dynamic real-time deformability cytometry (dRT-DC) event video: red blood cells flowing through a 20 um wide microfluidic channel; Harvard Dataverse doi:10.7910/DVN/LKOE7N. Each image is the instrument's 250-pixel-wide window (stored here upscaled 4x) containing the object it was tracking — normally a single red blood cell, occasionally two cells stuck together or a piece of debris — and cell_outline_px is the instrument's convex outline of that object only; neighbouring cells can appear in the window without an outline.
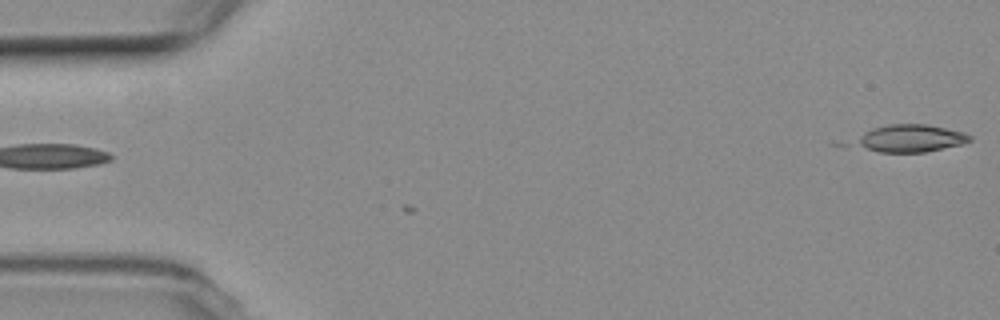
{"species": "common noctule bat (a hibernating species)", "species_latin": "Nyctalus noctula", "temperature_condition": "room temperature", "stored_images_in_passage": 56, "camera_frame_rate_fps": 3000, "um_per_image_px": 0.085, "animal": {"sex": "female", "body_mass_g": 19.3, "forearm_length_mm": 54.1}, "frame": {"image": 1, "passage_image": 1, "time_ms": 0.0, "image_size_px": [1000, 320], "cell_outline_px": [[960, 136], [952, 144], [936, 148], [916, 152], [892, 152], [872, 148], [884, 128], [936, 128], [952, 132]], "centroid_in_image_um": [77.66, 11.86], "position_along_channel_um": 7.3, "area_um2": 11.85}}
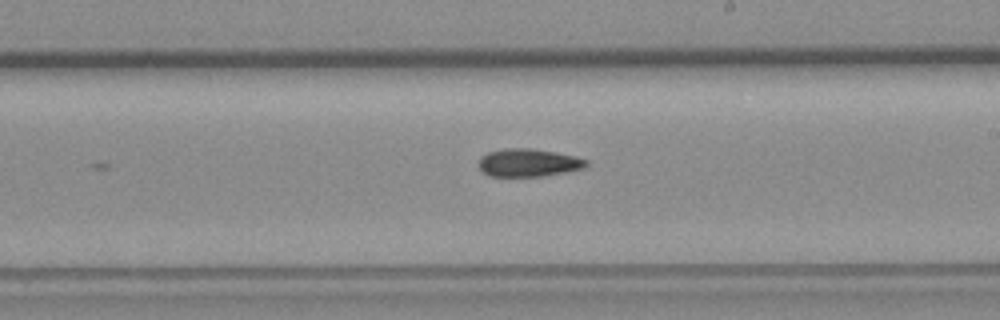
{"frame": {"image": 2, "passage_image": 32, "time_ms": 10.333, "image_size_px": [1000, 320], "cell_outline_px": [[580, 164], [572, 168], [548, 172], [488, 172], [484, 168], [484, 160], [488, 156], [500, 152], [540, 152], [580, 160]], "centroid_in_image_um": [44.86, 13.81], "position_along_channel_um": 244.1, "area_um2": 11.62}}
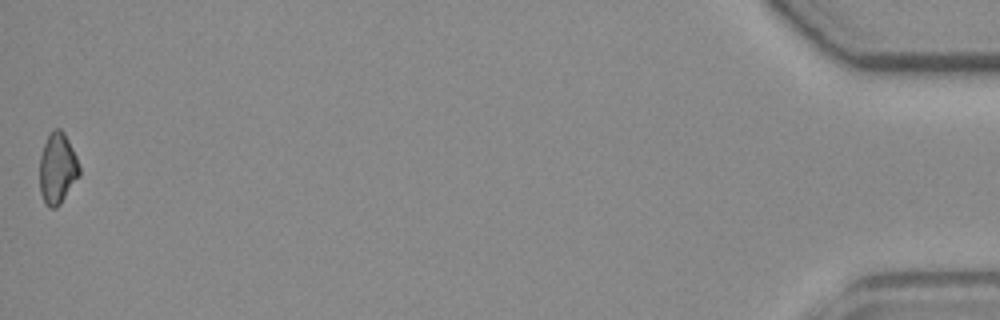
{"frame": {"image": 3, "passage_image": 56, "time_ms": 18.333, "image_size_px": [1000, 320], "cell_outline_px": [[76, 176], [60, 200], [56, 204], [48, 204], [44, 196], [40, 180], [40, 172], [48, 140], [60, 132], [64, 136], [76, 160]], "centroid_in_image_um": [4.87, 14.37], "position_along_channel_um": 430.3, "area_um2": 13.06}}